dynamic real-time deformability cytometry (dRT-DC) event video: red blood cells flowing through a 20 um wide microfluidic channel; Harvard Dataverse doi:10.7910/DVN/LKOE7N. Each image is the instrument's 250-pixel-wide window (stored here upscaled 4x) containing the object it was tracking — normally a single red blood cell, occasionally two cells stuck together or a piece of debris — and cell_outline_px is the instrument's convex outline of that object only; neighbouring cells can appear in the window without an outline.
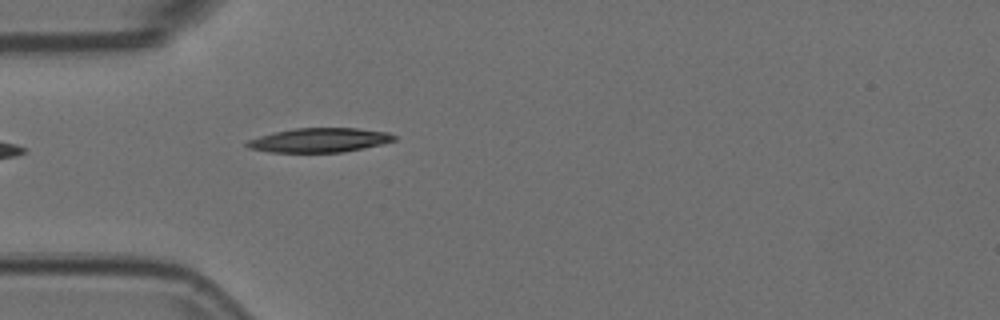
{"species": "Egyptian fruit bat (a non-hibernating species)", "species_latin": "Rousettus aegyptiacus", "temperature_condition": "room temperature", "stored_images_in_passage": 5, "camera_frame_rate_fps": 3000, "um_per_image_px": 0.085, "animal": {"sex": "female"}, "frame": {"image": 1, "passage_image": 5, "time_ms": 1.333, "image_size_px": [1000, 320], "cell_outline_px": [[396, 140], [364, 148], [344, 152], [272, 152], [248, 148], [244, 144], [248, 140], [272, 132], [296, 128], [356, 128], [388, 132], [396, 136]], "centroid_in_image_um": [27.15, 11.91], "position_along_channel_um": 57.9, "area_um2": 20.75}}